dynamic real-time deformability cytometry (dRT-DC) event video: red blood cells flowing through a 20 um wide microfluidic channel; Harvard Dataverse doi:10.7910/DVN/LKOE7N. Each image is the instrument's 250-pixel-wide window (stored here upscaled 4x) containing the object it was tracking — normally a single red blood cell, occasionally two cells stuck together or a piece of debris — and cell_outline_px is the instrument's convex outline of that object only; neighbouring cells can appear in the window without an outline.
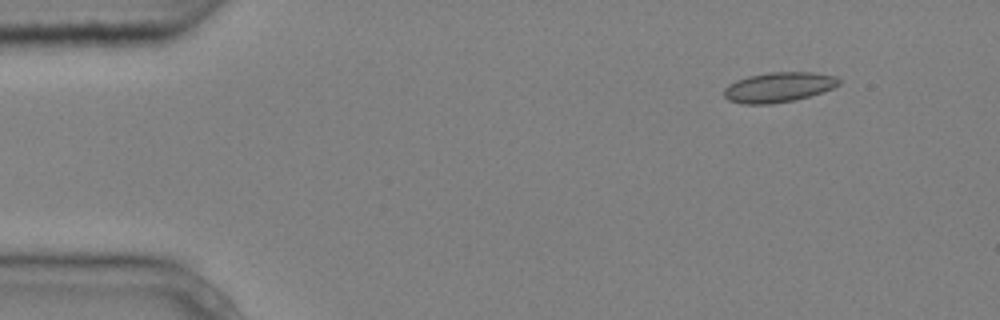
{"species": "common noctule bat (a hibernating species)", "species_latin": "Nyctalus noctula", "temperature_condition": "cold", "stored_images_in_passage": 5, "segment_of_instrument_passage": [2, 2], "camera_frame_rate_fps": 3000, "um_per_image_px": 0.085, "animal": {"sex": "male", "body_mass_g": 20.4}, "frame": {"image": 1, "passage_image": 5, "time_ms": 1.333, "image_size_px": [1000, 320], "cell_outline_px": [[840, 84], [832, 88], [796, 100], [772, 104], [740, 104], [728, 100], [724, 96], [724, 88], [728, 84], [736, 80], [748, 76], [768, 72], [812, 72], [836, 76], [840, 80]], "centroid_in_image_um": [66.14, 7.41], "position_along_channel_um": 18.9, "area_um2": 20.17}}